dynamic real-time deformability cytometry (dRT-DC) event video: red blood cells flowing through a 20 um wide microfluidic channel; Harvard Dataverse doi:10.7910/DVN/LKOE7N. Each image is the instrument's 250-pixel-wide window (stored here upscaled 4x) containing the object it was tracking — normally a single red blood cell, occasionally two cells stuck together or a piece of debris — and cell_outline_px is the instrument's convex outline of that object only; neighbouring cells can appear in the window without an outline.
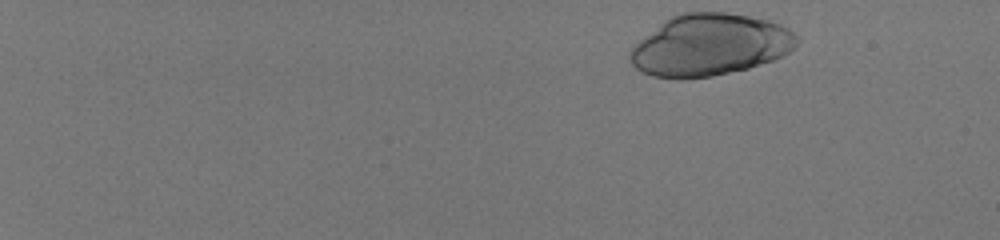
{"species": "human", "species_latin": "Homo sapiens", "temperature_condition": "room temperature", "stored_images_in_passage": 20, "camera_frame_rate_fps": 3000, "um_per_image_px": 0.085, "donor": {"sex": "male"}, "frame": {"image": 1, "passage_image": 1, "time_ms": 0.0, "image_size_px": [1000, 240], "cell_outline_px": [[800, 40], [796, 48], [772, 60], [748, 68], [712, 76], [684, 80], [680, 80], [652, 76], [636, 68], [628, 60], [628, 52], [640, 40], [664, 20], [672, 16], [684, 12], [724, 12], [748, 16], [768, 20], [780, 24], [788, 28]], "centroid_in_image_um": [60.32, 3.84], "position_along_channel_um": 24.7, "area_um2": 60.05}}
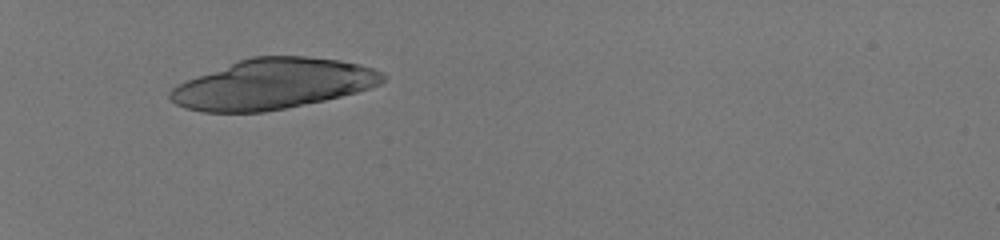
{"frame": {"image": 2, "passage_image": 15, "time_ms": 4.667, "image_size_px": [1000, 240], "cell_outline_px": [[388, 76], [380, 84], [356, 92], [324, 100], [264, 112], [200, 112], [184, 108], [176, 104], [168, 96], [168, 92], [172, 88], [188, 80], [240, 60], [252, 56], [304, 56], [340, 60], [360, 64], [384, 72]], "centroid_in_image_um": [23.23, 7.14], "position_along_channel_um": 61.8, "area_um2": 61.79}}